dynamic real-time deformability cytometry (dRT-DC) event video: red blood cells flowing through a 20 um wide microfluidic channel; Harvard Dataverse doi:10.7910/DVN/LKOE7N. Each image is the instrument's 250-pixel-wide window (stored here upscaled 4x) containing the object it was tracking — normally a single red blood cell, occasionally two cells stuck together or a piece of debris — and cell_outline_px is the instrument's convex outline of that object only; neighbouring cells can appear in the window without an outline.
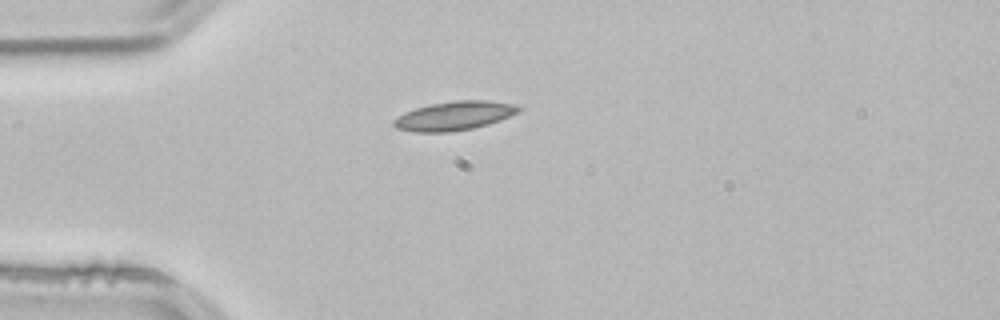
{"species": "common noctule bat (a hibernating species)", "species_latin": "Nyctalus noctula", "temperature_condition": "room temperature", "stored_images_in_passage": 40, "camera_frame_rate_fps": 3000, "um_per_image_px": 0.085, "animal": {"sex": "male", "body_mass_g": 21.5, "forearm_length_mm": 52.0}, "frame": {"image": 1, "passage_image": 1, "time_ms": 0.0, "image_size_px": [1000, 320], "cell_outline_px": [[524, 108], [520, 112], [500, 120], [488, 124], [472, 128], [448, 132], [412, 132], [396, 128], [392, 124], [392, 120], [404, 112], [428, 104], [452, 100], [488, 100], [520, 104]], "centroid_in_image_um": [38.65, 9.82], "position_along_channel_um": 46.3, "area_um2": 21.5}}
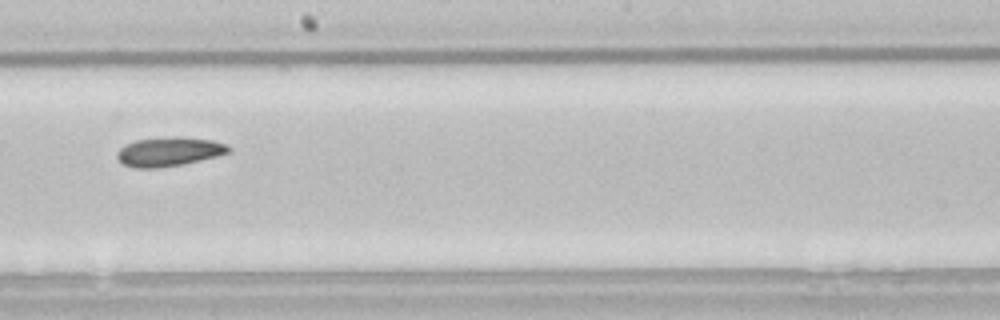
{"frame": {"image": 2, "passage_image": 17, "time_ms": 5.333, "image_size_px": [1000, 320], "cell_outline_px": [[232, 152], [184, 164], [156, 168], [136, 168], [124, 164], [116, 156], [116, 152], [124, 144], [136, 140], [172, 136], [180, 136], [212, 140], [228, 144], [232, 148]], "centroid_in_image_um": [14.4, 12.88], "position_along_channel_um": 233.8, "area_um2": 19.13}}
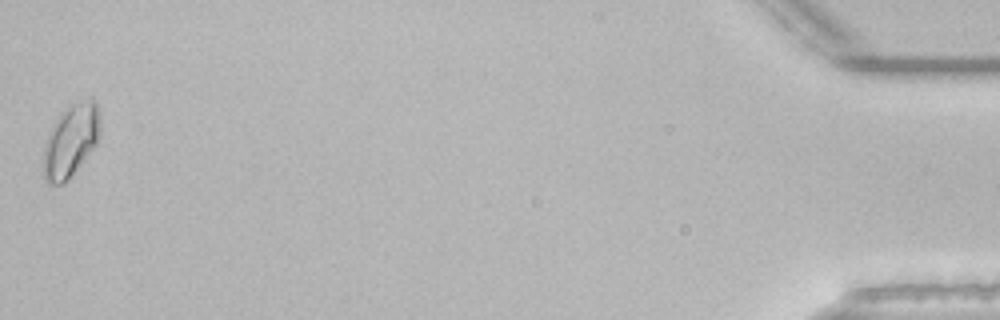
{"frame": {"image": 3, "passage_image": 40, "time_ms": 13.0, "image_size_px": [1000, 320], "cell_outline_px": [[100, 136], [96, 144], [68, 180], [64, 184], [48, 184], [44, 180], [44, 144], [48, 132], [60, 112], [68, 104], [84, 100], [96, 100], [100, 116]], "centroid_in_image_um": [6.01, 11.93], "position_along_channel_um": 429.2, "area_um2": 24.22}, "authors_computed_cell_mechanics": {"area_um2": 18.7272, "velocity_mm_per_s": 3.8206, "shape_relaxation_time_tau1_ms": null, "shape_relaxation_time_tau2_ms": 7.8046, "deformation_change_tau1": null, "deformation_change_tau2": 0.1157}}